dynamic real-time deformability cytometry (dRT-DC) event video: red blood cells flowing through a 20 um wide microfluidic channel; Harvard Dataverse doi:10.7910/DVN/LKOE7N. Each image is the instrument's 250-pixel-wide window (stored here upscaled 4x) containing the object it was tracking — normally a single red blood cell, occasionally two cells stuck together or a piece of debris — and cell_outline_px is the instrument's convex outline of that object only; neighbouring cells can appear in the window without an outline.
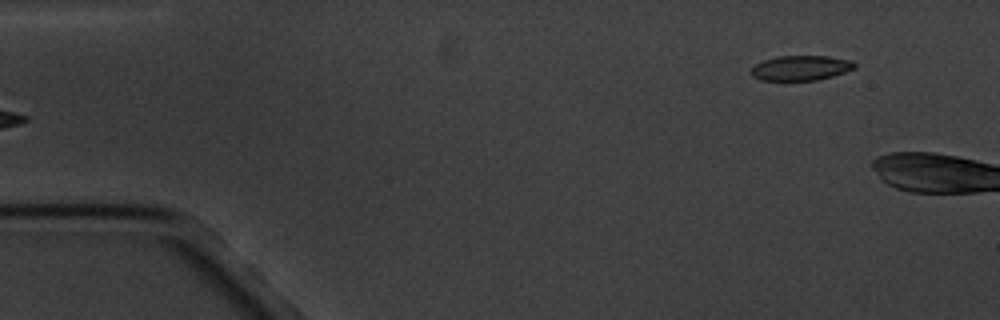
{"species": "common noctule bat (a hibernating species)", "species_latin": "Nyctalus noctula", "temperature_condition": "cold", "stored_images_in_passage": 6, "segment_of_instrument_passage": [2, 2], "camera_frame_rate_fps": 3000, "um_per_image_px": 0.085, "animal": {"sex": "male", "body_mass_g": 20.1, "forearm_length_mm": 53.5}, "frame": {"image": 1, "passage_image": 6, "time_ms": 6.667, "image_size_px": [1000, 320], "cell_outline_px": [[856, 68], [832, 76], [816, 80], [760, 80], [752, 76], [748, 72], [756, 64], [764, 60], [776, 56], [828, 56], [852, 60], [856, 64]], "centroid_in_image_um": [68.06, 5.77], "position_along_channel_um": 16.9, "area_um2": 15.09}}